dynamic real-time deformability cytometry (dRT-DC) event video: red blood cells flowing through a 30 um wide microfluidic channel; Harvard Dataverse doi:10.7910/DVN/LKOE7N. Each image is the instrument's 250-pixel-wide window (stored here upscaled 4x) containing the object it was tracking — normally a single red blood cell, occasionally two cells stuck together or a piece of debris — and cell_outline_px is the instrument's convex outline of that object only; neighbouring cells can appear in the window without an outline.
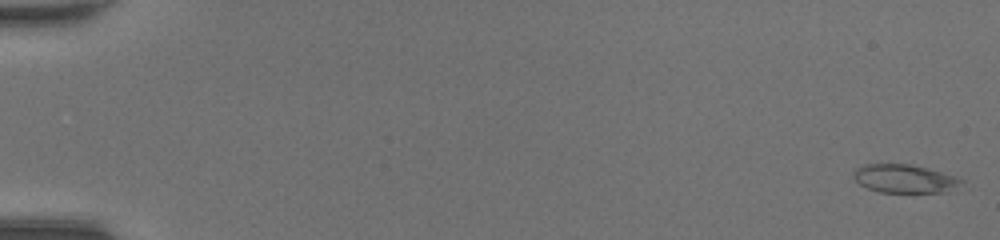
{"species": "common noctule bat (a hibernating species)", "species_latin": "Nyctalus noctula", "temperature_condition": "room temperature", "stored_images_in_passage": 49, "camera_frame_rate_fps": 3000, "um_per_image_px": 0.085, "animal": {"sex": "female", "body_mass_g": 20.0, "forearm_length_mm": 54.0}, "frame": {"image": 1, "passage_image": 1, "time_ms": 0.0, "image_size_px": [1000, 240], "cell_outline_px": [[964, 180], [956, 192], [880, 192], [868, 188], [860, 184], [852, 176], [852, 172], [856, 168], [864, 164], [912, 164], [956, 176]], "centroid_in_image_um": [76.94, 15.19], "position_along_channel_um": 8.1, "area_um2": 18.09}}
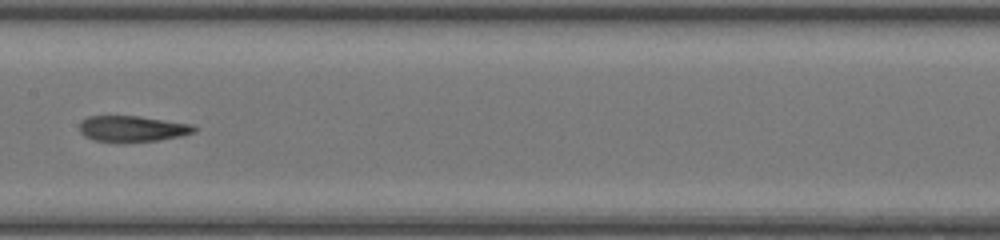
{"frame": {"image": 2, "passage_image": 27, "time_ms": 8.667, "image_size_px": [1000, 240], "cell_outline_px": [[196, 132], [180, 136], [160, 140], [92, 140], [84, 136], [80, 132], [80, 120], [88, 116], [140, 116], [192, 124], [196, 128]], "centroid_in_image_um": [11.25, 10.91], "position_along_channel_um": 196.1, "area_um2": 16.94}}
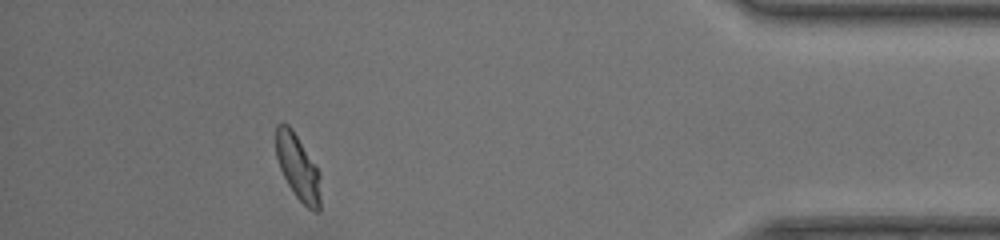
{"frame": {"image": 3, "passage_image": 45, "time_ms": 14.667, "image_size_px": [1000, 240], "cell_outline_px": [[320, 212], [316, 212], [308, 208], [296, 196], [288, 184], [280, 168], [276, 156], [276, 124], [288, 124], [292, 128], [316, 164], [320, 172]], "centroid_in_image_um": [25.34, 14.21], "position_along_channel_um": 409.9, "area_um2": 17.05}, "authors_computed_cell_mechanics": {"area_um2": 18.1492, "velocity_mm_per_s": 4.3476, "shape_relaxation_time_tau1_ms": null, "shape_relaxation_time_tau2_ms": 2.3792, "deformation_change_tau1": null, "deformation_change_tau2": 0.0958}}